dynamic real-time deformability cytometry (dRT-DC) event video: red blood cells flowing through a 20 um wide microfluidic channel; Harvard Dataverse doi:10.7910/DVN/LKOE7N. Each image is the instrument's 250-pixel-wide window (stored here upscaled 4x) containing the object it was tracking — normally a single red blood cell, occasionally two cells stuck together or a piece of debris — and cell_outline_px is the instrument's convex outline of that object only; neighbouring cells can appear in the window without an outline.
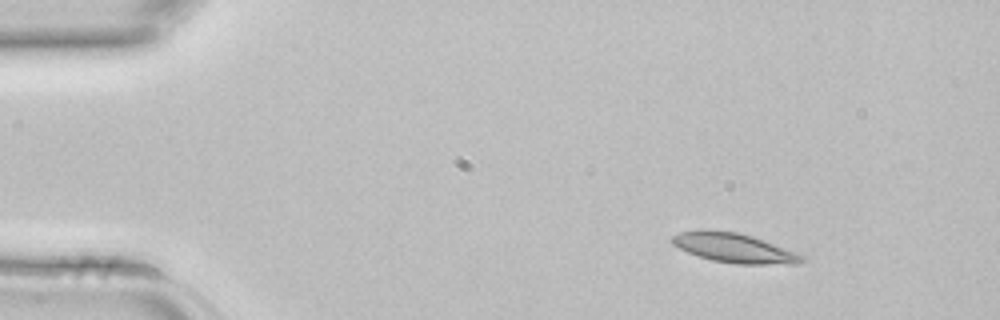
{"species": "common noctule bat (a hibernating species)", "species_latin": "Nyctalus noctula", "temperature_condition": "room temperature", "stored_images_in_passage": 3, "camera_frame_rate_fps": 3000, "um_per_image_px": 0.085, "animal": {"sex": "female", "body_mass_g": 22.7, "forearm_length_mm": 54.2}, "frame": {"image": 1, "passage_image": 1, "time_ms": 0.0, "image_size_px": [1000, 320], "cell_outline_px": [[808, 260], [800, 264], [736, 264], [712, 260], [688, 252], [672, 244], [668, 240], [672, 236], [680, 232], [700, 228], [708, 228], [736, 232], [752, 236], [800, 252], [808, 256]], "centroid_in_image_um": [62.47, 21.06], "position_along_channel_um": 22.5, "area_um2": 23.0}}
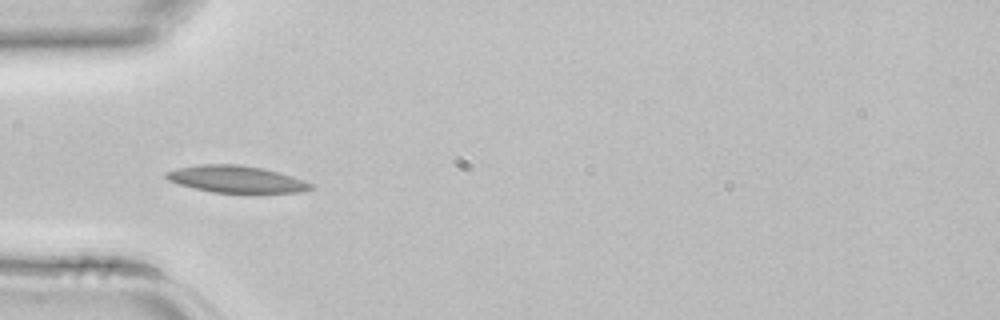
{"frame": {"image": 2, "passage_image": 3, "time_ms": 0.667, "image_size_px": [1000, 320], "cell_outline_px": [[316, 188], [296, 192], [256, 196], [212, 192], [180, 184], [168, 180], [164, 176], [164, 172], [176, 168], [204, 164], [240, 164], [264, 168], [312, 184]], "centroid_in_image_um": [20.09, 15.28], "position_along_channel_um": 64.9, "area_um2": 23.41}}